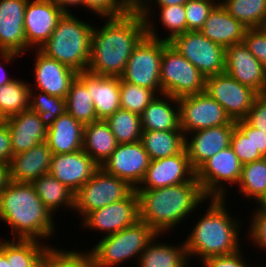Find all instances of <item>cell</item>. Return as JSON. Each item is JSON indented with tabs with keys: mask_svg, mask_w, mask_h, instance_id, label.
Wrapping results in <instances>:
<instances>
[{
	"mask_svg": "<svg viewBox=\"0 0 266 267\" xmlns=\"http://www.w3.org/2000/svg\"><path fill=\"white\" fill-rule=\"evenodd\" d=\"M101 19L93 27L87 71L120 77L134 48L147 35L146 22L137 12Z\"/></svg>",
	"mask_w": 266,
	"mask_h": 267,
	"instance_id": "1",
	"label": "cell"
},
{
	"mask_svg": "<svg viewBox=\"0 0 266 267\" xmlns=\"http://www.w3.org/2000/svg\"><path fill=\"white\" fill-rule=\"evenodd\" d=\"M207 200L199 208H206L200 210L204 214L196 213L197 220L190 221L192 224L189 225H194L189 228L190 231L184 239L190 263L194 258L199 263L211 256L235 253L246 244L243 240L245 238L241 237V234H244L245 222L228 212L230 211L228 198H208Z\"/></svg>",
	"mask_w": 266,
	"mask_h": 267,
	"instance_id": "2",
	"label": "cell"
},
{
	"mask_svg": "<svg viewBox=\"0 0 266 267\" xmlns=\"http://www.w3.org/2000/svg\"><path fill=\"white\" fill-rule=\"evenodd\" d=\"M135 190L139 200V220L157 234L169 236L179 225L189 222L190 217L195 218V212L208 199L196 177L178 185Z\"/></svg>",
	"mask_w": 266,
	"mask_h": 267,
	"instance_id": "3",
	"label": "cell"
},
{
	"mask_svg": "<svg viewBox=\"0 0 266 267\" xmlns=\"http://www.w3.org/2000/svg\"><path fill=\"white\" fill-rule=\"evenodd\" d=\"M54 219L57 222V217L45 207L32 183L10 180L0 193V221L5 223L4 227L7 224L13 235L3 238L38 240L51 245L49 240L58 234Z\"/></svg>",
	"mask_w": 266,
	"mask_h": 267,
	"instance_id": "4",
	"label": "cell"
},
{
	"mask_svg": "<svg viewBox=\"0 0 266 267\" xmlns=\"http://www.w3.org/2000/svg\"><path fill=\"white\" fill-rule=\"evenodd\" d=\"M94 22L96 20L90 23L81 20L73 13L63 14L51 36L39 50L78 73L87 71Z\"/></svg>",
	"mask_w": 266,
	"mask_h": 267,
	"instance_id": "5",
	"label": "cell"
},
{
	"mask_svg": "<svg viewBox=\"0 0 266 267\" xmlns=\"http://www.w3.org/2000/svg\"><path fill=\"white\" fill-rule=\"evenodd\" d=\"M158 235L145 222L135 224L105 237L100 238L89 249L93 267H124L127 261L137 262L142 251ZM136 258V259H135ZM133 260V261H132Z\"/></svg>",
	"mask_w": 266,
	"mask_h": 267,
	"instance_id": "6",
	"label": "cell"
},
{
	"mask_svg": "<svg viewBox=\"0 0 266 267\" xmlns=\"http://www.w3.org/2000/svg\"><path fill=\"white\" fill-rule=\"evenodd\" d=\"M134 189L127 181L106 173L100 167L74 193L72 214H77L76 219L80 218V222L89 212L126 198Z\"/></svg>",
	"mask_w": 266,
	"mask_h": 267,
	"instance_id": "7",
	"label": "cell"
},
{
	"mask_svg": "<svg viewBox=\"0 0 266 267\" xmlns=\"http://www.w3.org/2000/svg\"><path fill=\"white\" fill-rule=\"evenodd\" d=\"M160 84L162 94L180 98L205 92L206 77L168 43L162 53Z\"/></svg>",
	"mask_w": 266,
	"mask_h": 267,
	"instance_id": "8",
	"label": "cell"
},
{
	"mask_svg": "<svg viewBox=\"0 0 266 267\" xmlns=\"http://www.w3.org/2000/svg\"><path fill=\"white\" fill-rule=\"evenodd\" d=\"M242 166L229 146L207 159L196 170V179L207 198L225 199L230 188L238 185Z\"/></svg>",
	"mask_w": 266,
	"mask_h": 267,
	"instance_id": "9",
	"label": "cell"
},
{
	"mask_svg": "<svg viewBox=\"0 0 266 267\" xmlns=\"http://www.w3.org/2000/svg\"><path fill=\"white\" fill-rule=\"evenodd\" d=\"M169 42L145 36L134 48L120 78L130 84L162 94L160 69L163 48Z\"/></svg>",
	"mask_w": 266,
	"mask_h": 267,
	"instance_id": "10",
	"label": "cell"
},
{
	"mask_svg": "<svg viewBox=\"0 0 266 267\" xmlns=\"http://www.w3.org/2000/svg\"><path fill=\"white\" fill-rule=\"evenodd\" d=\"M169 44L205 77L225 72V48L200 31H186L174 37Z\"/></svg>",
	"mask_w": 266,
	"mask_h": 267,
	"instance_id": "11",
	"label": "cell"
},
{
	"mask_svg": "<svg viewBox=\"0 0 266 267\" xmlns=\"http://www.w3.org/2000/svg\"><path fill=\"white\" fill-rule=\"evenodd\" d=\"M138 220L139 200L134 189L126 198L89 212L78 225H81L82 230L85 229L84 232L92 230L105 237L135 224Z\"/></svg>",
	"mask_w": 266,
	"mask_h": 267,
	"instance_id": "12",
	"label": "cell"
},
{
	"mask_svg": "<svg viewBox=\"0 0 266 267\" xmlns=\"http://www.w3.org/2000/svg\"><path fill=\"white\" fill-rule=\"evenodd\" d=\"M178 103L180 129L184 135L233 121L224 108L206 92L180 97Z\"/></svg>",
	"mask_w": 266,
	"mask_h": 267,
	"instance_id": "13",
	"label": "cell"
},
{
	"mask_svg": "<svg viewBox=\"0 0 266 267\" xmlns=\"http://www.w3.org/2000/svg\"><path fill=\"white\" fill-rule=\"evenodd\" d=\"M205 92L215 99L234 121L245 119L258 95L227 73L206 77Z\"/></svg>",
	"mask_w": 266,
	"mask_h": 267,
	"instance_id": "14",
	"label": "cell"
},
{
	"mask_svg": "<svg viewBox=\"0 0 266 267\" xmlns=\"http://www.w3.org/2000/svg\"><path fill=\"white\" fill-rule=\"evenodd\" d=\"M34 54L33 61V83H29L30 89L45 92L51 96L66 98L70 86L78 72L60 63L59 61L47 57L39 49H31ZM36 53V54H35Z\"/></svg>",
	"mask_w": 266,
	"mask_h": 267,
	"instance_id": "15",
	"label": "cell"
},
{
	"mask_svg": "<svg viewBox=\"0 0 266 267\" xmlns=\"http://www.w3.org/2000/svg\"><path fill=\"white\" fill-rule=\"evenodd\" d=\"M150 161L149 154L139 141L118 144L101 168L106 173L127 181L136 189L142 182Z\"/></svg>",
	"mask_w": 266,
	"mask_h": 267,
	"instance_id": "16",
	"label": "cell"
},
{
	"mask_svg": "<svg viewBox=\"0 0 266 267\" xmlns=\"http://www.w3.org/2000/svg\"><path fill=\"white\" fill-rule=\"evenodd\" d=\"M196 177L186 149L181 153L151 160L146 174L136 189H156L191 182Z\"/></svg>",
	"mask_w": 266,
	"mask_h": 267,
	"instance_id": "17",
	"label": "cell"
},
{
	"mask_svg": "<svg viewBox=\"0 0 266 267\" xmlns=\"http://www.w3.org/2000/svg\"><path fill=\"white\" fill-rule=\"evenodd\" d=\"M63 14L58 5L48 0H28L24 19L27 46L30 49H40L57 27Z\"/></svg>",
	"mask_w": 266,
	"mask_h": 267,
	"instance_id": "18",
	"label": "cell"
},
{
	"mask_svg": "<svg viewBox=\"0 0 266 267\" xmlns=\"http://www.w3.org/2000/svg\"><path fill=\"white\" fill-rule=\"evenodd\" d=\"M225 73L258 94L266 92V71L244 42L225 49Z\"/></svg>",
	"mask_w": 266,
	"mask_h": 267,
	"instance_id": "19",
	"label": "cell"
},
{
	"mask_svg": "<svg viewBox=\"0 0 266 267\" xmlns=\"http://www.w3.org/2000/svg\"><path fill=\"white\" fill-rule=\"evenodd\" d=\"M235 126L233 120L230 124L205 128L185 135V149L195 171L207 159L230 146Z\"/></svg>",
	"mask_w": 266,
	"mask_h": 267,
	"instance_id": "20",
	"label": "cell"
},
{
	"mask_svg": "<svg viewBox=\"0 0 266 267\" xmlns=\"http://www.w3.org/2000/svg\"><path fill=\"white\" fill-rule=\"evenodd\" d=\"M100 168L83 150L53 154L49 173L73 193L79 190Z\"/></svg>",
	"mask_w": 266,
	"mask_h": 267,
	"instance_id": "21",
	"label": "cell"
},
{
	"mask_svg": "<svg viewBox=\"0 0 266 267\" xmlns=\"http://www.w3.org/2000/svg\"><path fill=\"white\" fill-rule=\"evenodd\" d=\"M28 0H0V51L24 57L31 49L26 44L24 19Z\"/></svg>",
	"mask_w": 266,
	"mask_h": 267,
	"instance_id": "22",
	"label": "cell"
},
{
	"mask_svg": "<svg viewBox=\"0 0 266 267\" xmlns=\"http://www.w3.org/2000/svg\"><path fill=\"white\" fill-rule=\"evenodd\" d=\"M77 77L87 86L99 120H105L121 108L120 77L96 75L88 71L79 72Z\"/></svg>",
	"mask_w": 266,
	"mask_h": 267,
	"instance_id": "23",
	"label": "cell"
},
{
	"mask_svg": "<svg viewBox=\"0 0 266 267\" xmlns=\"http://www.w3.org/2000/svg\"><path fill=\"white\" fill-rule=\"evenodd\" d=\"M13 155L46 142L47 130L38 113L30 108L6 119Z\"/></svg>",
	"mask_w": 266,
	"mask_h": 267,
	"instance_id": "24",
	"label": "cell"
},
{
	"mask_svg": "<svg viewBox=\"0 0 266 267\" xmlns=\"http://www.w3.org/2000/svg\"><path fill=\"white\" fill-rule=\"evenodd\" d=\"M53 153L46 142L13 155L8 163L9 178L19 183H33L49 173Z\"/></svg>",
	"mask_w": 266,
	"mask_h": 267,
	"instance_id": "25",
	"label": "cell"
},
{
	"mask_svg": "<svg viewBox=\"0 0 266 267\" xmlns=\"http://www.w3.org/2000/svg\"><path fill=\"white\" fill-rule=\"evenodd\" d=\"M165 234H158L142 251L135 265L138 267H191L185 241L167 243ZM158 239V240H157ZM162 242V243H161Z\"/></svg>",
	"mask_w": 266,
	"mask_h": 267,
	"instance_id": "26",
	"label": "cell"
},
{
	"mask_svg": "<svg viewBox=\"0 0 266 267\" xmlns=\"http://www.w3.org/2000/svg\"><path fill=\"white\" fill-rule=\"evenodd\" d=\"M246 30V27L218 3L209 13L199 31L209 40L226 49L236 43L243 42Z\"/></svg>",
	"mask_w": 266,
	"mask_h": 267,
	"instance_id": "27",
	"label": "cell"
},
{
	"mask_svg": "<svg viewBox=\"0 0 266 267\" xmlns=\"http://www.w3.org/2000/svg\"><path fill=\"white\" fill-rule=\"evenodd\" d=\"M84 125L65 112L48 127L46 143L53 154L73 153L82 149Z\"/></svg>",
	"mask_w": 266,
	"mask_h": 267,
	"instance_id": "28",
	"label": "cell"
},
{
	"mask_svg": "<svg viewBox=\"0 0 266 267\" xmlns=\"http://www.w3.org/2000/svg\"><path fill=\"white\" fill-rule=\"evenodd\" d=\"M156 10L159 12L158 14ZM142 17L146 22L147 36L153 39L170 42L174 37L186 32V12L184 5L150 7ZM156 19H158L159 22H156ZM156 23H161V27L166 30H162L166 32L164 37L163 35L161 37L158 33L160 30L157 31L158 24Z\"/></svg>",
	"mask_w": 266,
	"mask_h": 267,
	"instance_id": "29",
	"label": "cell"
},
{
	"mask_svg": "<svg viewBox=\"0 0 266 267\" xmlns=\"http://www.w3.org/2000/svg\"><path fill=\"white\" fill-rule=\"evenodd\" d=\"M140 118L145 131L181 130L178 98L168 94L157 95Z\"/></svg>",
	"mask_w": 266,
	"mask_h": 267,
	"instance_id": "30",
	"label": "cell"
},
{
	"mask_svg": "<svg viewBox=\"0 0 266 267\" xmlns=\"http://www.w3.org/2000/svg\"><path fill=\"white\" fill-rule=\"evenodd\" d=\"M50 246L38 240L0 238V251L9 261V267H40Z\"/></svg>",
	"mask_w": 266,
	"mask_h": 267,
	"instance_id": "31",
	"label": "cell"
},
{
	"mask_svg": "<svg viewBox=\"0 0 266 267\" xmlns=\"http://www.w3.org/2000/svg\"><path fill=\"white\" fill-rule=\"evenodd\" d=\"M118 146L105 120L84 125L82 149L101 167Z\"/></svg>",
	"mask_w": 266,
	"mask_h": 267,
	"instance_id": "32",
	"label": "cell"
},
{
	"mask_svg": "<svg viewBox=\"0 0 266 267\" xmlns=\"http://www.w3.org/2000/svg\"><path fill=\"white\" fill-rule=\"evenodd\" d=\"M37 195L45 207L54 215H58V210L67 212L74 208V193L63 185L50 173H46L37 178L33 183ZM68 209V210H67Z\"/></svg>",
	"mask_w": 266,
	"mask_h": 267,
	"instance_id": "33",
	"label": "cell"
},
{
	"mask_svg": "<svg viewBox=\"0 0 266 267\" xmlns=\"http://www.w3.org/2000/svg\"><path fill=\"white\" fill-rule=\"evenodd\" d=\"M141 142L151 160L173 156L185 149V135L182 130H143Z\"/></svg>",
	"mask_w": 266,
	"mask_h": 267,
	"instance_id": "34",
	"label": "cell"
},
{
	"mask_svg": "<svg viewBox=\"0 0 266 267\" xmlns=\"http://www.w3.org/2000/svg\"><path fill=\"white\" fill-rule=\"evenodd\" d=\"M235 189L250 204H256L266 192V158L243 164L242 173ZM255 202V203H254Z\"/></svg>",
	"mask_w": 266,
	"mask_h": 267,
	"instance_id": "35",
	"label": "cell"
},
{
	"mask_svg": "<svg viewBox=\"0 0 266 267\" xmlns=\"http://www.w3.org/2000/svg\"><path fill=\"white\" fill-rule=\"evenodd\" d=\"M219 3L247 29L266 24V0H219Z\"/></svg>",
	"mask_w": 266,
	"mask_h": 267,
	"instance_id": "36",
	"label": "cell"
},
{
	"mask_svg": "<svg viewBox=\"0 0 266 267\" xmlns=\"http://www.w3.org/2000/svg\"><path fill=\"white\" fill-rule=\"evenodd\" d=\"M65 102L66 112L83 125L99 120L87 86L78 77L72 82Z\"/></svg>",
	"mask_w": 266,
	"mask_h": 267,
	"instance_id": "37",
	"label": "cell"
},
{
	"mask_svg": "<svg viewBox=\"0 0 266 267\" xmlns=\"http://www.w3.org/2000/svg\"><path fill=\"white\" fill-rule=\"evenodd\" d=\"M18 79L0 87V112L6 119L29 109V82Z\"/></svg>",
	"mask_w": 266,
	"mask_h": 267,
	"instance_id": "38",
	"label": "cell"
},
{
	"mask_svg": "<svg viewBox=\"0 0 266 267\" xmlns=\"http://www.w3.org/2000/svg\"><path fill=\"white\" fill-rule=\"evenodd\" d=\"M118 144L141 141L142 123L139 115L128 110L118 109L105 119Z\"/></svg>",
	"mask_w": 266,
	"mask_h": 267,
	"instance_id": "39",
	"label": "cell"
},
{
	"mask_svg": "<svg viewBox=\"0 0 266 267\" xmlns=\"http://www.w3.org/2000/svg\"><path fill=\"white\" fill-rule=\"evenodd\" d=\"M67 249L50 246L45 252L42 267H93L91 254L87 250ZM76 250V251H75Z\"/></svg>",
	"mask_w": 266,
	"mask_h": 267,
	"instance_id": "40",
	"label": "cell"
},
{
	"mask_svg": "<svg viewBox=\"0 0 266 267\" xmlns=\"http://www.w3.org/2000/svg\"><path fill=\"white\" fill-rule=\"evenodd\" d=\"M29 108L39 114L46 127H50L56 118L66 112V102L64 98L30 89Z\"/></svg>",
	"mask_w": 266,
	"mask_h": 267,
	"instance_id": "41",
	"label": "cell"
},
{
	"mask_svg": "<svg viewBox=\"0 0 266 267\" xmlns=\"http://www.w3.org/2000/svg\"><path fill=\"white\" fill-rule=\"evenodd\" d=\"M231 135L230 147L242 164L258 161L264 158L258 149H255L251 140V125L245 120L235 121Z\"/></svg>",
	"mask_w": 266,
	"mask_h": 267,
	"instance_id": "42",
	"label": "cell"
},
{
	"mask_svg": "<svg viewBox=\"0 0 266 267\" xmlns=\"http://www.w3.org/2000/svg\"><path fill=\"white\" fill-rule=\"evenodd\" d=\"M157 96V94L144 87L130 84L120 78V107L137 115Z\"/></svg>",
	"mask_w": 266,
	"mask_h": 267,
	"instance_id": "43",
	"label": "cell"
},
{
	"mask_svg": "<svg viewBox=\"0 0 266 267\" xmlns=\"http://www.w3.org/2000/svg\"><path fill=\"white\" fill-rule=\"evenodd\" d=\"M219 0H188L184 4L186 31H199Z\"/></svg>",
	"mask_w": 266,
	"mask_h": 267,
	"instance_id": "44",
	"label": "cell"
},
{
	"mask_svg": "<svg viewBox=\"0 0 266 267\" xmlns=\"http://www.w3.org/2000/svg\"><path fill=\"white\" fill-rule=\"evenodd\" d=\"M249 214L251 215H248L249 221H245L249 223V226L244 227V229L248 230L245 231V236L243 235V237L247 236V244L245 245L247 246L248 243H250L251 246L257 248L258 251L260 250L261 254L263 251H265L264 254H266V212L256 211L253 208Z\"/></svg>",
	"mask_w": 266,
	"mask_h": 267,
	"instance_id": "45",
	"label": "cell"
},
{
	"mask_svg": "<svg viewBox=\"0 0 266 267\" xmlns=\"http://www.w3.org/2000/svg\"><path fill=\"white\" fill-rule=\"evenodd\" d=\"M83 9L93 13L97 18L121 17L129 11L121 4L119 0H82ZM96 14V15H95ZM99 16V17H98Z\"/></svg>",
	"mask_w": 266,
	"mask_h": 267,
	"instance_id": "46",
	"label": "cell"
},
{
	"mask_svg": "<svg viewBox=\"0 0 266 267\" xmlns=\"http://www.w3.org/2000/svg\"><path fill=\"white\" fill-rule=\"evenodd\" d=\"M243 42L266 71V30L264 27L247 29Z\"/></svg>",
	"mask_w": 266,
	"mask_h": 267,
	"instance_id": "47",
	"label": "cell"
},
{
	"mask_svg": "<svg viewBox=\"0 0 266 267\" xmlns=\"http://www.w3.org/2000/svg\"><path fill=\"white\" fill-rule=\"evenodd\" d=\"M243 251V248H241L229 255L211 256L199 264H201V267H254L256 263L249 264L250 259L246 258L248 251L245 252L246 255Z\"/></svg>",
	"mask_w": 266,
	"mask_h": 267,
	"instance_id": "48",
	"label": "cell"
},
{
	"mask_svg": "<svg viewBox=\"0 0 266 267\" xmlns=\"http://www.w3.org/2000/svg\"><path fill=\"white\" fill-rule=\"evenodd\" d=\"M245 120L254 128L266 133V94H258Z\"/></svg>",
	"mask_w": 266,
	"mask_h": 267,
	"instance_id": "49",
	"label": "cell"
},
{
	"mask_svg": "<svg viewBox=\"0 0 266 267\" xmlns=\"http://www.w3.org/2000/svg\"><path fill=\"white\" fill-rule=\"evenodd\" d=\"M22 55L10 52V51H0V87L6 84L11 83L15 76H9L7 69H5V66L12 65V63H15ZM5 64V66H4Z\"/></svg>",
	"mask_w": 266,
	"mask_h": 267,
	"instance_id": "50",
	"label": "cell"
},
{
	"mask_svg": "<svg viewBox=\"0 0 266 267\" xmlns=\"http://www.w3.org/2000/svg\"><path fill=\"white\" fill-rule=\"evenodd\" d=\"M13 152L11 149V138L6 122L0 125V163L8 165Z\"/></svg>",
	"mask_w": 266,
	"mask_h": 267,
	"instance_id": "51",
	"label": "cell"
},
{
	"mask_svg": "<svg viewBox=\"0 0 266 267\" xmlns=\"http://www.w3.org/2000/svg\"><path fill=\"white\" fill-rule=\"evenodd\" d=\"M187 1L188 0H145L135 12L142 16L150 7L184 5Z\"/></svg>",
	"mask_w": 266,
	"mask_h": 267,
	"instance_id": "52",
	"label": "cell"
},
{
	"mask_svg": "<svg viewBox=\"0 0 266 267\" xmlns=\"http://www.w3.org/2000/svg\"><path fill=\"white\" fill-rule=\"evenodd\" d=\"M251 140L255 149H258L260 154L266 158V133L251 126Z\"/></svg>",
	"mask_w": 266,
	"mask_h": 267,
	"instance_id": "53",
	"label": "cell"
},
{
	"mask_svg": "<svg viewBox=\"0 0 266 267\" xmlns=\"http://www.w3.org/2000/svg\"><path fill=\"white\" fill-rule=\"evenodd\" d=\"M48 1L52 2L53 4L58 5L64 14H72L71 8L74 6H75L73 8L74 10L75 8H78V7L83 9L82 0H48Z\"/></svg>",
	"mask_w": 266,
	"mask_h": 267,
	"instance_id": "54",
	"label": "cell"
},
{
	"mask_svg": "<svg viewBox=\"0 0 266 267\" xmlns=\"http://www.w3.org/2000/svg\"><path fill=\"white\" fill-rule=\"evenodd\" d=\"M9 181L8 165L0 163V193L6 188Z\"/></svg>",
	"mask_w": 266,
	"mask_h": 267,
	"instance_id": "55",
	"label": "cell"
},
{
	"mask_svg": "<svg viewBox=\"0 0 266 267\" xmlns=\"http://www.w3.org/2000/svg\"><path fill=\"white\" fill-rule=\"evenodd\" d=\"M119 1L129 12H135L145 2V0H119Z\"/></svg>",
	"mask_w": 266,
	"mask_h": 267,
	"instance_id": "56",
	"label": "cell"
},
{
	"mask_svg": "<svg viewBox=\"0 0 266 267\" xmlns=\"http://www.w3.org/2000/svg\"><path fill=\"white\" fill-rule=\"evenodd\" d=\"M255 205L257 206L255 208ZM254 209L256 211H263V212H266V192L265 194L259 199V201L254 204Z\"/></svg>",
	"mask_w": 266,
	"mask_h": 267,
	"instance_id": "57",
	"label": "cell"
},
{
	"mask_svg": "<svg viewBox=\"0 0 266 267\" xmlns=\"http://www.w3.org/2000/svg\"><path fill=\"white\" fill-rule=\"evenodd\" d=\"M0 267H9V261L1 251H0Z\"/></svg>",
	"mask_w": 266,
	"mask_h": 267,
	"instance_id": "58",
	"label": "cell"
},
{
	"mask_svg": "<svg viewBox=\"0 0 266 267\" xmlns=\"http://www.w3.org/2000/svg\"><path fill=\"white\" fill-rule=\"evenodd\" d=\"M6 122V118L3 116V114L0 112V125L4 124Z\"/></svg>",
	"mask_w": 266,
	"mask_h": 267,
	"instance_id": "59",
	"label": "cell"
},
{
	"mask_svg": "<svg viewBox=\"0 0 266 267\" xmlns=\"http://www.w3.org/2000/svg\"><path fill=\"white\" fill-rule=\"evenodd\" d=\"M262 264H264V263H261V265H260V263L259 264H256L258 266L255 265V267H266V262H265V265H262Z\"/></svg>",
	"mask_w": 266,
	"mask_h": 267,
	"instance_id": "60",
	"label": "cell"
}]
</instances>
